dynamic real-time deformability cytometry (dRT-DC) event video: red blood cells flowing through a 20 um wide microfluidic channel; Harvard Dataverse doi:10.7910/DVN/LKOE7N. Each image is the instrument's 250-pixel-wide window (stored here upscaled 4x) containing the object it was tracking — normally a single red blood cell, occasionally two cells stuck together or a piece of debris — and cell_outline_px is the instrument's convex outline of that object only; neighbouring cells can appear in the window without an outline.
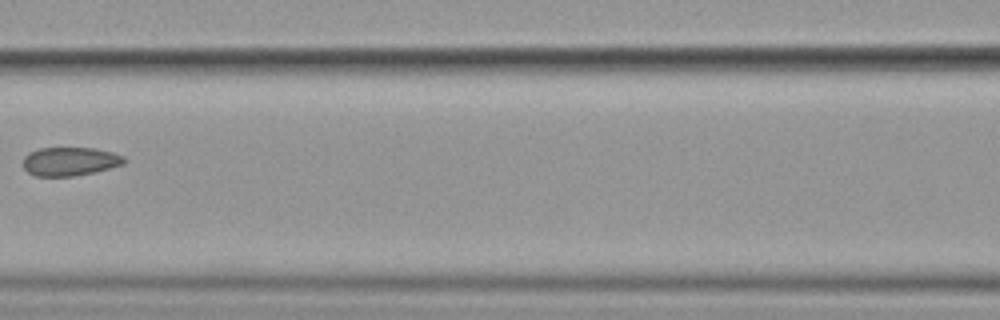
{"species": "common noctule bat (a hibernating species)", "species_latin": "Nyctalus noctula", "temperature_condition": "cold", "stored_images_in_passage": 8, "camera_frame_rate_fps": 3000, "um_per_image_px": 0.085, "animal": {"sex": "female", "body_mass_g": 19.9}, "frame": {"image": 1, "passage_image": 8, "time_ms": 8.667, "image_size_px": [1000, 320], "cell_outline_px": [[128, 160], [124, 164], [96, 172], [72, 176], [36, 176], [28, 172], [24, 168], [24, 156], [28, 152], [40, 148], [96, 148], [112, 152], [124, 156]], "centroid_in_image_um": [5.98, 13.72], "position_along_channel_um": 160.6, "area_um2": 16.99}}